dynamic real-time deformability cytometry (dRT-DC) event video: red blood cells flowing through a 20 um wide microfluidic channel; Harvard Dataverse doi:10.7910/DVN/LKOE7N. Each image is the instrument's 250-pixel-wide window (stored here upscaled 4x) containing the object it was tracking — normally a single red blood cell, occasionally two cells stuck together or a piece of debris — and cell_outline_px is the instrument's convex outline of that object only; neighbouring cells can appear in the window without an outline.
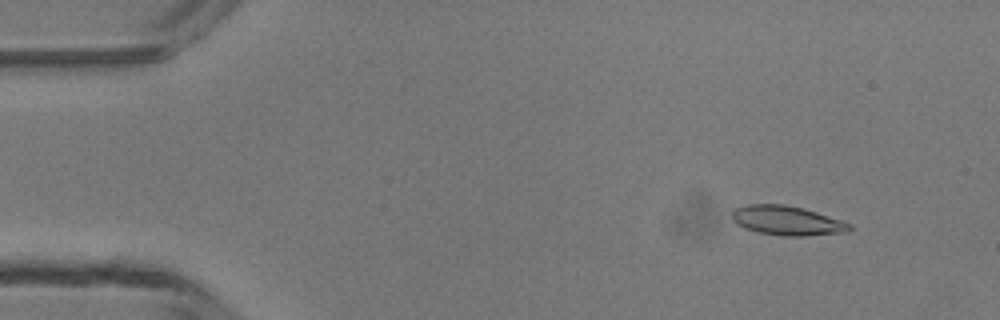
{"species": "common noctule bat (a hibernating species)", "species_latin": "Nyctalus noctula", "temperature_condition": "room temperature", "stored_images_in_passage": 3, "camera_frame_rate_fps": 3000, "um_per_image_px": 0.085, "animal": {"sex": "male", "body_mass_g": 13.3}, "frame": {"image": 1, "passage_image": 1, "time_ms": 0.0, "image_size_px": [1000, 320], "cell_outline_px": [[852, 228], [848, 232], [804, 236], [784, 236], [760, 232], [744, 228], [736, 224], [732, 220], [732, 212], [736, 208], [748, 204], [784, 204], [804, 208], [852, 224]], "centroid_in_image_um": [66.9, 18.75], "position_along_channel_um": 18.1, "area_um2": 20.11}}